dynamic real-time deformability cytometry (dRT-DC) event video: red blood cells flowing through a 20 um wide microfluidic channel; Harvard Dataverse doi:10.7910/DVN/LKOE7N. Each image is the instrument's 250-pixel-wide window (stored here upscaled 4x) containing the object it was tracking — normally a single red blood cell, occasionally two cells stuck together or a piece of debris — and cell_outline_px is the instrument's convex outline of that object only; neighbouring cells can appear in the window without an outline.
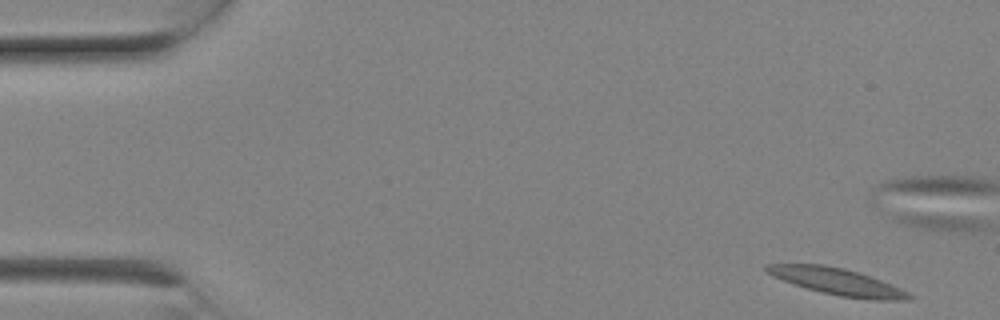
{"species": "Egyptian fruit bat (a non-hibernating species)", "species_latin": "Rousettus aegyptiacus", "temperature_condition": "room temperature", "stored_images_in_passage": 8, "camera_frame_rate_fps": 3000, "um_per_image_px": 0.085, "animal": {"sex": "female"}, "frame": {"image": 1, "passage_image": 1, "time_ms": 0.0, "image_size_px": [1000, 320], "cell_outline_px": [[912, 296], [908, 300], [872, 300], [840, 296], [808, 288], [784, 280], [764, 272], [764, 264], [824, 264], [844, 268], [860, 272], [900, 288], [908, 292]], "centroid_in_image_um": [71.16, 23.92], "position_along_channel_um": 13.8, "area_um2": 21.91}}